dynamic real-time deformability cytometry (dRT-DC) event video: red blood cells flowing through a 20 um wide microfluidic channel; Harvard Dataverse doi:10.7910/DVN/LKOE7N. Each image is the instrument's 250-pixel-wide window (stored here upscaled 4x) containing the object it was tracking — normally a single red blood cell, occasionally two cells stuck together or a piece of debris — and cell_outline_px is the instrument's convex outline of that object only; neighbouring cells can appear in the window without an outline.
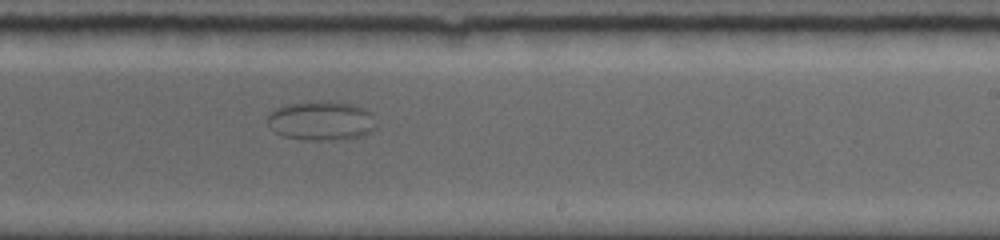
{"species": "common noctule bat (a hibernating species)", "species_latin": "Nyctalus noctula", "temperature_condition": "room temperature", "stored_images_in_passage": 9, "segment_of_instrument_passage": [1, 2], "camera_frame_rate_fps": 5000, "um_per_image_px": 0.085, "animal": {"sex": "female", "body_mass_g": 19.0, "forearm_length_mm": 56.7}, "frame": {"image": 1, "passage_image": 7, "time_ms": 7.0, "image_size_px": [1000, 240], "cell_outline_px": [[376, 128], [372, 132], [364, 136], [332, 140], [308, 140], [284, 136], [276, 132], [268, 124], [268, 116], [276, 108], [288, 104], [320, 100], [352, 104], [364, 108], [368, 112], [376, 124]], "centroid_in_image_um": [27.33, 10.27], "position_along_channel_um": 261.7, "area_um2": 24.74}}
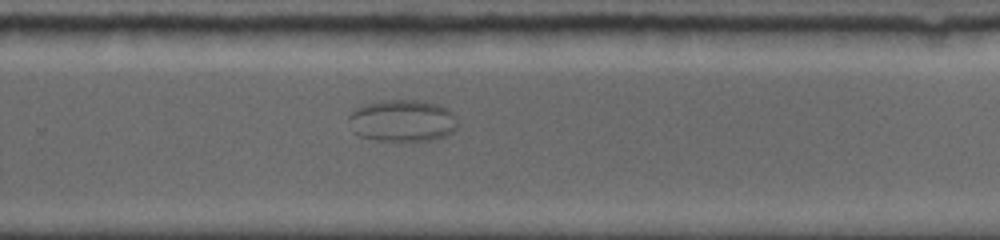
{"frame": {"image": 2, "passage_image": 8, "time_ms": 8.0, "image_size_px": [1000, 240], "cell_outline_px": [[456, 128], [452, 132], [444, 136], [432, 140], [376, 140], [360, 136], [352, 132], [348, 120], [348, 116], [360, 104], [380, 100], [416, 100], [436, 104], [448, 108], [456, 116]], "centroid_in_image_um": [34.16, 10.24], "position_along_channel_um": 295.6, "area_um2": 26.76}}